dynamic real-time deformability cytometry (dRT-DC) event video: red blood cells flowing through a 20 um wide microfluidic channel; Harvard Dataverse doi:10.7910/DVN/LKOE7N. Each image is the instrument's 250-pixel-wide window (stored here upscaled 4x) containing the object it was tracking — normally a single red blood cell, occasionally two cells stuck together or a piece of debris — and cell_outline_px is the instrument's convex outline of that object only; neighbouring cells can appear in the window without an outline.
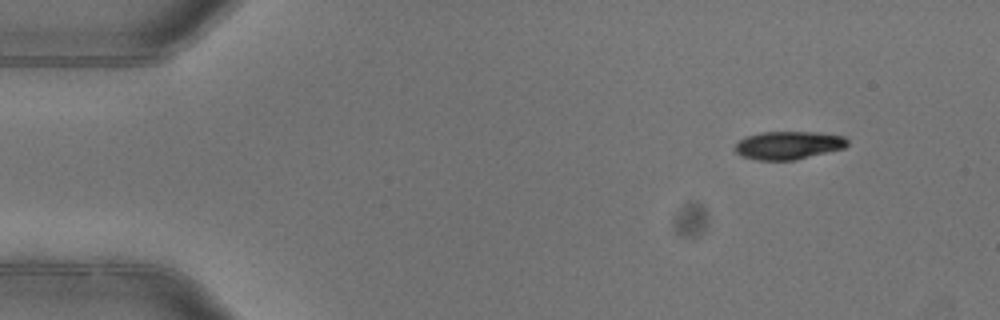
{"species": "common noctule bat (a hibernating species)", "species_latin": "Nyctalus noctula", "temperature_condition": "warm", "stored_images_in_passage": 6, "camera_frame_rate_fps": 3000, "um_per_image_px": 0.085, "animal": {"sex": "female"}, "frame": {"image": 1, "passage_image": 1, "time_ms": 0.0, "image_size_px": [1000, 320], "cell_outline_px": [[848, 144], [844, 148], [796, 160], [756, 160], [744, 156], [736, 152], [736, 144], [744, 136], [760, 132], [816, 132], [844, 136], [848, 140]], "centroid_in_image_um": [67.03, 12.34], "position_along_channel_um": 18.0, "area_um2": 18.38}}